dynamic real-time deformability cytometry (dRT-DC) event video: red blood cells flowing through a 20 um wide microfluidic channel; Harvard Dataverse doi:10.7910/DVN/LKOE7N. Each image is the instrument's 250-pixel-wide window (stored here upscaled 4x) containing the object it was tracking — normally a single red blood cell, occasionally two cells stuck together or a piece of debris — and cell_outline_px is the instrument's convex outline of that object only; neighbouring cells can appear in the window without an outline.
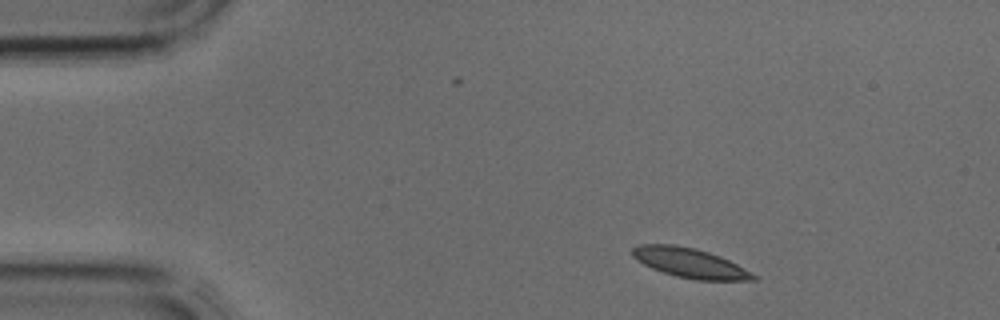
{"species": "common noctule bat (a hibernating species)", "species_latin": "Nyctalus noctula", "temperature_condition": "cold", "stored_images_in_passage": 4, "camera_frame_rate_fps": 3000, "um_per_image_px": 0.085, "animal": {"sex": "male", "body_mass_g": 17.9, "forearm_length_mm": 54.2}, "frame": {"image": 1, "passage_image": 1, "time_ms": 0.0, "image_size_px": [1000, 320], "cell_outline_px": [[756, 280], [696, 280], [676, 276], [652, 268], [636, 260], [632, 256], [632, 248], [640, 244], [676, 244], [696, 248], [720, 256], [744, 268], [756, 276]], "centroid_in_image_um": [58.61, 22.33], "position_along_channel_um": 26.4, "area_um2": 20.75}}
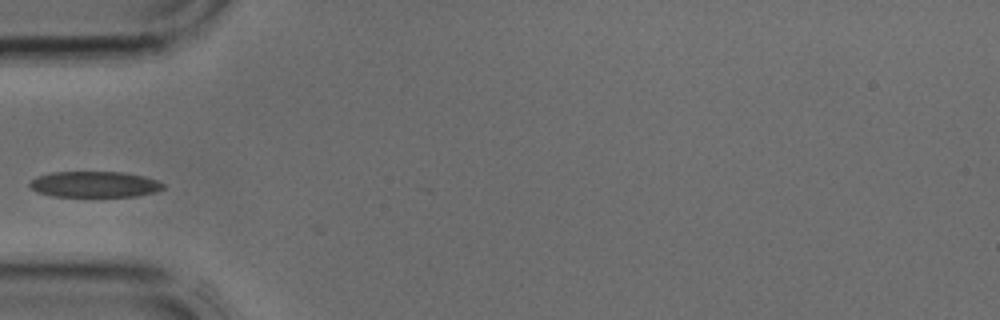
{"frame": {"image": 2, "passage_image": 3, "time_ms": 0.667, "image_size_px": [1000, 320], "cell_outline_px": [[164, 188], [156, 192], [136, 196], [52, 196], [36, 192], [28, 184], [36, 176], [52, 172], [124, 172], [144, 176], [156, 180], [164, 184]], "centroid_in_image_um": [8.03, 15.66], "position_along_channel_um": 77.0, "area_um2": 20.17}}